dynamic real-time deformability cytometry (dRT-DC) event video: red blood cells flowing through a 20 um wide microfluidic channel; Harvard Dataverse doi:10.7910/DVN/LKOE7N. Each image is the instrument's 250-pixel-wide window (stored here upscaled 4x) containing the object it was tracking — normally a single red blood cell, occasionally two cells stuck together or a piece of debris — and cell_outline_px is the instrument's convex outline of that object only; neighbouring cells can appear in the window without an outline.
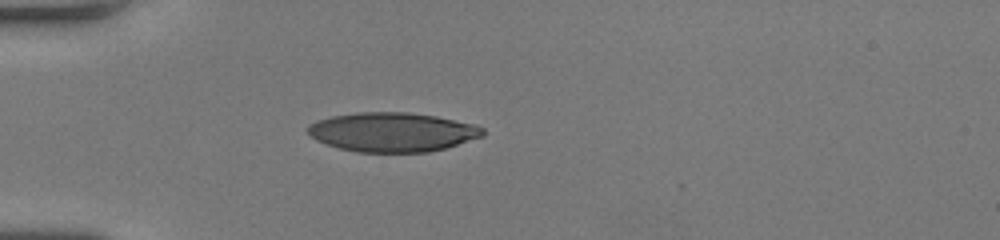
{"species": "human", "species_latin": "Homo sapiens", "temperature_condition": "room temperature", "stored_images_in_passage": 37, "camera_frame_rate_fps": 3000, "um_per_image_px": 0.085, "donor": {"sex": "female"}, "frame": {"image": 1, "passage_image": 1, "time_ms": 0.0, "image_size_px": [1000, 240], "cell_outline_px": [[484, 136], [444, 148], [428, 152], [356, 152], [340, 148], [316, 140], [308, 132], [308, 124], [316, 120], [332, 116], [356, 112], [408, 112], [436, 116], [476, 124], [484, 128]], "centroid_in_image_um": [33.36, 11.22], "position_along_channel_um": 51.6, "area_um2": 40.06}}
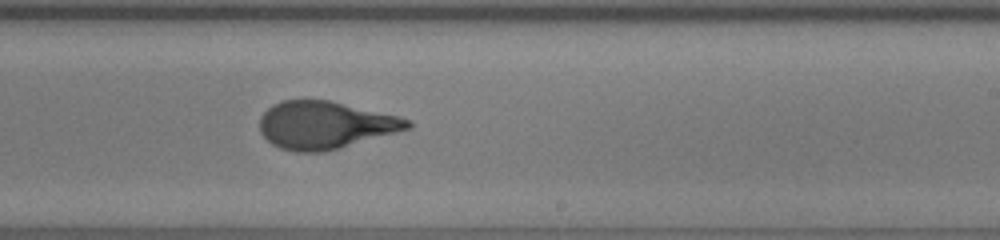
{"frame": {"image": 2, "passage_image": 18, "time_ms": 5.667, "image_size_px": [1000, 240], "cell_outline_px": [[412, 128], [340, 148], [324, 152], [296, 152], [280, 148], [272, 144], [260, 132], [260, 116], [272, 104], [284, 100], [328, 100], [396, 116], [412, 120]], "centroid_in_image_um": [27.62, 10.64], "position_along_channel_um": 261.4, "area_um2": 40.75}}
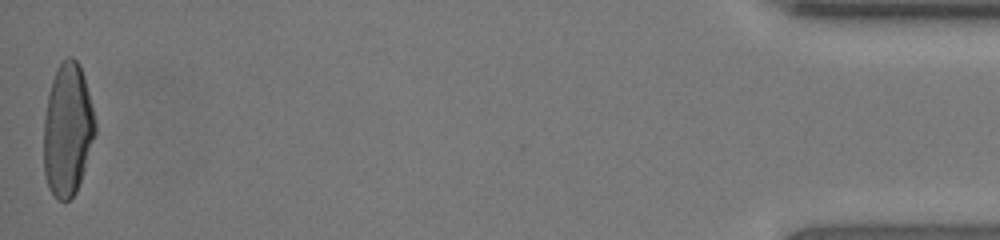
{"frame": {"image": 3, "passage_image": 37, "time_ms": 12.0, "image_size_px": [1000, 240], "cell_outline_px": [[96, 132], [76, 192], [68, 200], [56, 200], [48, 188], [44, 176], [44, 120], [48, 96], [52, 80], [60, 64], [68, 56], [72, 56], [80, 64], [84, 76], [96, 124]], "centroid_in_image_um": [5.73, 11.05], "position_along_channel_um": 429.5, "area_um2": 39.48}, "authors_computed_cell_mechanics": {"area_um2": 41.038, "velocity_mm_per_s": 4.0579, "shape_relaxation_time_tau1_ms": 6.0703, "shape_relaxation_time_tau2_ms": null, "deformation_change_tau1": 0.2585, "deformation_change_tau2": null}}